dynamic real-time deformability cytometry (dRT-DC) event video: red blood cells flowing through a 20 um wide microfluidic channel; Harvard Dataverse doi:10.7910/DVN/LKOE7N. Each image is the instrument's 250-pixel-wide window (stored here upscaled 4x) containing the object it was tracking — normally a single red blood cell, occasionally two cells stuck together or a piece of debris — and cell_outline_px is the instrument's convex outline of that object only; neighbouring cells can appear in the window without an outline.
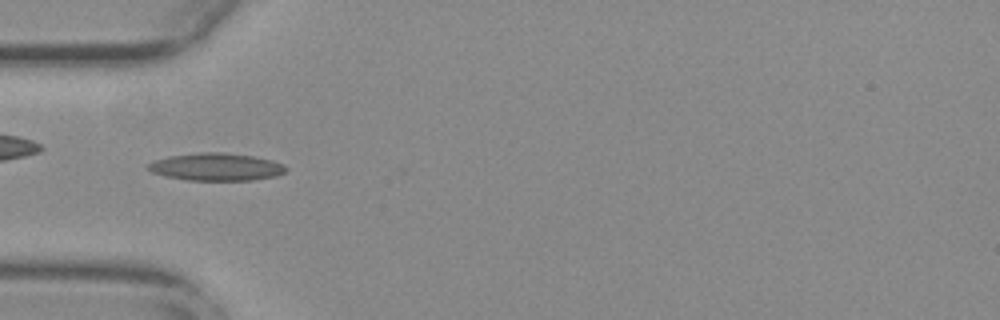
{"species": "common noctule bat (a hibernating species)", "species_latin": "Nyctalus noctula", "temperature_condition": "warm", "stored_images_in_passage": 52, "camera_frame_rate_fps": 3000, "um_per_image_px": 0.085, "animal": {"sex": "female", "body_mass_g": 29.2, "forearm_length_mm": 56.3}, "frame": {"image": 1, "passage_image": 15, "time_ms": 4.667, "image_size_px": [1000, 320], "cell_outline_px": [[288, 168], [284, 172], [276, 176], [252, 180], [188, 180], [164, 176], [152, 172], [148, 168], [148, 164], [156, 160], [168, 156], [200, 152], [224, 152], [252, 156], [272, 160], [284, 164]], "centroid_in_image_um": [18.4, 14.18], "position_along_channel_um": 66.6, "area_um2": 22.08}}
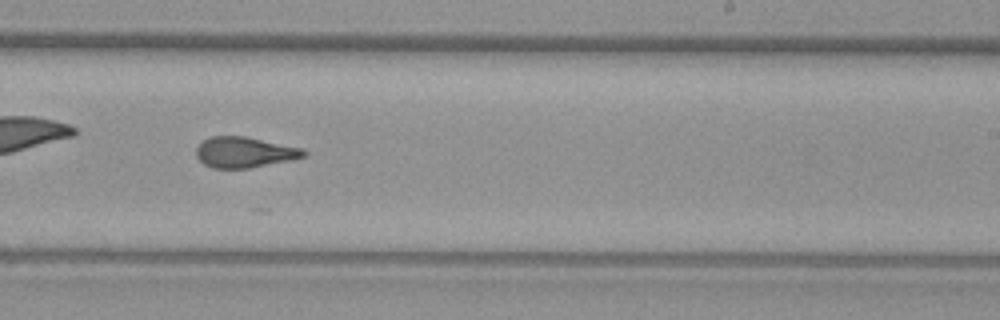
{"frame": {"image": 2, "passage_image": 31, "time_ms": 10.0, "image_size_px": [1000, 320], "cell_outline_px": [[308, 156], [292, 160], [248, 168], [212, 168], [204, 164], [196, 156], [196, 148], [204, 140], [212, 136], [244, 136], [300, 148], [308, 152]], "centroid_in_image_um": [20.78, 12.95], "position_along_channel_um": 268.2, "area_um2": 19.07}}
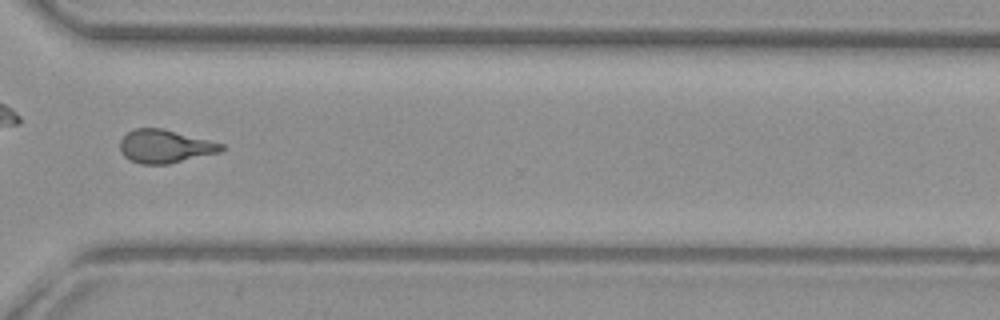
{"frame": {"image": 3, "passage_image": 38, "time_ms": 12.333, "image_size_px": [1000, 320], "cell_outline_px": [[224, 148], [220, 152], [168, 164], [140, 164], [128, 160], [120, 152], [120, 140], [128, 132], [136, 128], [164, 128], [224, 144]], "centroid_in_image_um": [14.0, 12.44], "position_along_channel_um": 356.6, "area_um2": 19.71}, "authors_computed_cell_mechanics": {"area_um2": 19.652, "velocity_mm_per_s": 3.785, "shape_relaxation_time_tau1_ms": 4.7443, "shape_relaxation_time_tau2_ms": 3.7816, "deformation_change_tau1": 0.1811, "deformation_change_tau2": 0.1142}}